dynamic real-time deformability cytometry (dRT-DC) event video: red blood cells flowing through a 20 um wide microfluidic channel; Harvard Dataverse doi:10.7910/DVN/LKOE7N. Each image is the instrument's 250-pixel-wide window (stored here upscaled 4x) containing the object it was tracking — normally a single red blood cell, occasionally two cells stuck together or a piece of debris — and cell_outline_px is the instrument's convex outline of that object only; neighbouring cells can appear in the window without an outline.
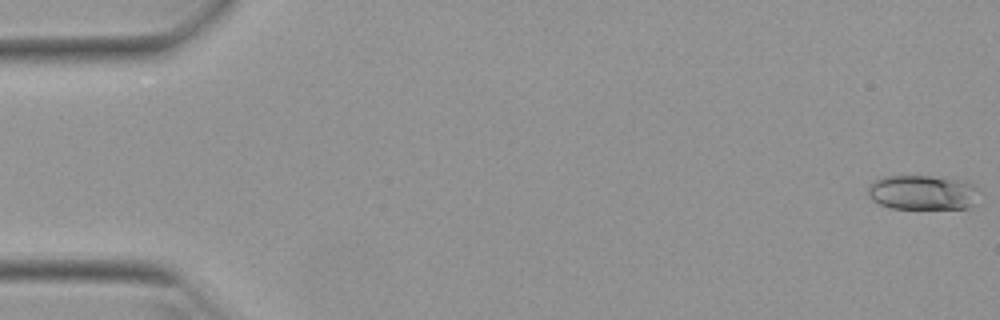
{"species": "Egyptian fruit bat (a non-hibernating species)", "species_latin": "Rousettus aegyptiacus", "temperature_condition": "warm", "stored_images_in_passage": 48, "camera_frame_rate_fps": 3000, "um_per_image_px": 0.085, "animal": {"sex": "female"}, "frame": {"image": 1, "passage_image": 1, "time_ms": 0.0, "image_size_px": [1000, 320], "cell_outline_px": [[984, 192], [972, 208], [892, 208], [880, 204], [872, 200], [868, 196], [868, 184], [884, 176], [928, 176], [968, 180]], "centroid_in_image_um": [78.53, 16.35], "position_along_channel_um": 6.5, "area_um2": 23.12}}
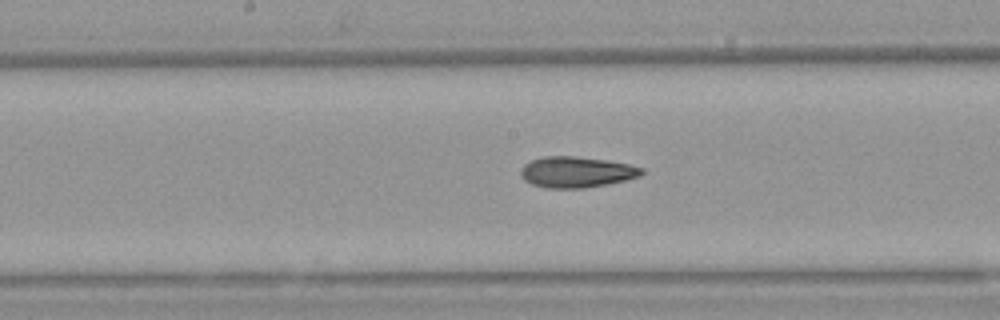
{"frame": {"image": 2, "passage_image": 27, "time_ms": 8.667, "image_size_px": [1000, 320], "cell_outline_px": [[644, 172], [640, 176], [608, 184], [584, 188], [544, 188], [532, 184], [524, 180], [520, 176], [520, 168], [524, 164], [532, 160], [544, 156], [576, 156], [608, 160], [628, 164], [644, 168]], "centroid_in_image_um": [48.98, 14.62], "position_along_channel_um": 199.2, "area_um2": 21.96}}
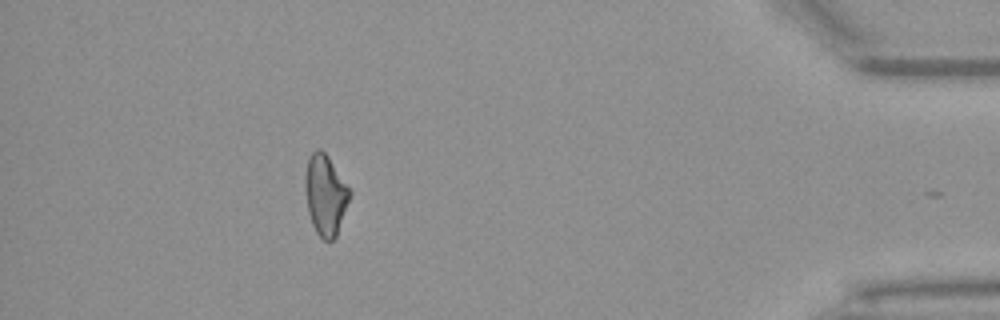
{"frame": {"image": 3, "passage_image": 47, "time_ms": 15.333, "image_size_px": [1000, 320], "cell_outline_px": [[352, 192], [336, 236], [332, 240], [324, 240], [316, 232], [312, 224], [308, 212], [304, 188], [304, 176], [308, 156], [316, 148], [320, 148], [328, 156]], "centroid_in_image_um": [27.63, 16.53], "position_along_channel_um": 407.6, "area_um2": 20.98}, "authors_computed_cell_mechanics": {"area_um2": 21.3571, "velocity_mm_per_s": 3.9333, "shape_relaxation_time_tau1_ms": null, "shape_relaxation_time_tau2_ms": 4.4346, "deformation_change_tau1": null, "deformation_change_tau2": 0.1216}}